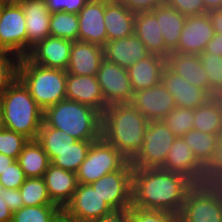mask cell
<instances>
[{
	"label": "cell",
	"instance_id": "5",
	"mask_svg": "<svg viewBox=\"0 0 222 222\" xmlns=\"http://www.w3.org/2000/svg\"><path fill=\"white\" fill-rule=\"evenodd\" d=\"M43 122L78 141H87L92 125L90 106L68 99L59 101L44 110Z\"/></svg>",
	"mask_w": 222,
	"mask_h": 222
},
{
	"label": "cell",
	"instance_id": "13",
	"mask_svg": "<svg viewBox=\"0 0 222 222\" xmlns=\"http://www.w3.org/2000/svg\"><path fill=\"white\" fill-rule=\"evenodd\" d=\"M214 29L208 13L186 18L178 47L173 52L200 55L213 38Z\"/></svg>",
	"mask_w": 222,
	"mask_h": 222
},
{
	"label": "cell",
	"instance_id": "10",
	"mask_svg": "<svg viewBox=\"0 0 222 222\" xmlns=\"http://www.w3.org/2000/svg\"><path fill=\"white\" fill-rule=\"evenodd\" d=\"M153 168L139 152H119L117 171L121 176L124 198L132 205L145 177Z\"/></svg>",
	"mask_w": 222,
	"mask_h": 222
},
{
	"label": "cell",
	"instance_id": "2",
	"mask_svg": "<svg viewBox=\"0 0 222 222\" xmlns=\"http://www.w3.org/2000/svg\"><path fill=\"white\" fill-rule=\"evenodd\" d=\"M17 77L43 111L66 99V70L44 67L32 63L27 57H20Z\"/></svg>",
	"mask_w": 222,
	"mask_h": 222
},
{
	"label": "cell",
	"instance_id": "56",
	"mask_svg": "<svg viewBox=\"0 0 222 222\" xmlns=\"http://www.w3.org/2000/svg\"><path fill=\"white\" fill-rule=\"evenodd\" d=\"M207 12L216 9H222V0H202Z\"/></svg>",
	"mask_w": 222,
	"mask_h": 222
},
{
	"label": "cell",
	"instance_id": "16",
	"mask_svg": "<svg viewBox=\"0 0 222 222\" xmlns=\"http://www.w3.org/2000/svg\"><path fill=\"white\" fill-rule=\"evenodd\" d=\"M161 83L174 97L176 107L195 109L198 106L205 105L213 98L202 88H198L178 76L167 65L163 68Z\"/></svg>",
	"mask_w": 222,
	"mask_h": 222
},
{
	"label": "cell",
	"instance_id": "1",
	"mask_svg": "<svg viewBox=\"0 0 222 222\" xmlns=\"http://www.w3.org/2000/svg\"><path fill=\"white\" fill-rule=\"evenodd\" d=\"M4 128L36 140L43 122V110L17 77L0 95Z\"/></svg>",
	"mask_w": 222,
	"mask_h": 222
},
{
	"label": "cell",
	"instance_id": "52",
	"mask_svg": "<svg viewBox=\"0 0 222 222\" xmlns=\"http://www.w3.org/2000/svg\"><path fill=\"white\" fill-rule=\"evenodd\" d=\"M203 53L222 56V34L214 33L213 38L206 44Z\"/></svg>",
	"mask_w": 222,
	"mask_h": 222
},
{
	"label": "cell",
	"instance_id": "6",
	"mask_svg": "<svg viewBox=\"0 0 222 222\" xmlns=\"http://www.w3.org/2000/svg\"><path fill=\"white\" fill-rule=\"evenodd\" d=\"M148 123L131 103L117 104L112 119V146L119 152H138Z\"/></svg>",
	"mask_w": 222,
	"mask_h": 222
},
{
	"label": "cell",
	"instance_id": "30",
	"mask_svg": "<svg viewBox=\"0 0 222 222\" xmlns=\"http://www.w3.org/2000/svg\"><path fill=\"white\" fill-rule=\"evenodd\" d=\"M113 210H127L132 205L124 198L118 171L107 173L90 184Z\"/></svg>",
	"mask_w": 222,
	"mask_h": 222
},
{
	"label": "cell",
	"instance_id": "11",
	"mask_svg": "<svg viewBox=\"0 0 222 222\" xmlns=\"http://www.w3.org/2000/svg\"><path fill=\"white\" fill-rule=\"evenodd\" d=\"M64 209L78 222H93L113 211L90 184H79Z\"/></svg>",
	"mask_w": 222,
	"mask_h": 222
},
{
	"label": "cell",
	"instance_id": "21",
	"mask_svg": "<svg viewBox=\"0 0 222 222\" xmlns=\"http://www.w3.org/2000/svg\"><path fill=\"white\" fill-rule=\"evenodd\" d=\"M103 50L106 60L125 69H129L133 64L150 55L135 33L126 38L107 41Z\"/></svg>",
	"mask_w": 222,
	"mask_h": 222
},
{
	"label": "cell",
	"instance_id": "26",
	"mask_svg": "<svg viewBox=\"0 0 222 222\" xmlns=\"http://www.w3.org/2000/svg\"><path fill=\"white\" fill-rule=\"evenodd\" d=\"M165 65L166 59L156 55H149L133 64L127 69L133 91L137 92L158 85Z\"/></svg>",
	"mask_w": 222,
	"mask_h": 222
},
{
	"label": "cell",
	"instance_id": "34",
	"mask_svg": "<svg viewBox=\"0 0 222 222\" xmlns=\"http://www.w3.org/2000/svg\"><path fill=\"white\" fill-rule=\"evenodd\" d=\"M217 136V134H207L192 129L182 136V138L199 162H209L216 149Z\"/></svg>",
	"mask_w": 222,
	"mask_h": 222
},
{
	"label": "cell",
	"instance_id": "53",
	"mask_svg": "<svg viewBox=\"0 0 222 222\" xmlns=\"http://www.w3.org/2000/svg\"><path fill=\"white\" fill-rule=\"evenodd\" d=\"M209 163L222 171V132H220L217 136L216 149Z\"/></svg>",
	"mask_w": 222,
	"mask_h": 222
},
{
	"label": "cell",
	"instance_id": "9",
	"mask_svg": "<svg viewBox=\"0 0 222 222\" xmlns=\"http://www.w3.org/2000/svg\"><path fill=\"white\" fill-rule=\"evenodd\" d=\"M176 138L162 120L149 121L138 152L152 168H161Z\"/></svg>",
	"mask_w": 222,
	"mask_h": 222
},
{
	"label": "cell",
	"instance_id": "46",
	"mask_svg": "<svg viewBox=\"0 0 222 222\" xmlns=\"http://www.w3.org/2000/svg\"><path fill=\"white\" fill-rule=\"evenodd\" d=\"M167 5L175 8L186 17L208 13L202 0H168Z\"/></svg>",
	"mask_w": 222,
	"mask_h": 222
},
{
	"label": "cell",
	"instance_id": "3",
	"mask_svg": "<svg viewBox=\"0 0 222 222\" xmlns=\"http://www.w3.org/2000/svg\"><path fill=\"white\" fill-rule=\"evenodd\" d=\"M185 199L179 192L175 173L153 168L145 177L136 201L132 204L140 209L161 210L179 214Z\"/></svg>",
	"mask_w": 222,
	"mask_h": 222
},
{
	"label": "cell",
	"instance_id": "27",
	"mask_svg": "<svg viewBox=\"0 0 222 222\" xmlns=\"http://www.w3.org/2000/svg\"><path fill=\"white\" fill-rule=\"evenodd\" d=\"M103 98L97 76L67 73L66 99L91 106Z\"/></svg>",
	"mask_w": 222,
	"mask_h": 222
},
{
	"label": "cell",
	"instance_id": "42",
	"mask_svg": "<svg viewBox=\"0 0 222 222\" xmlns=\"http://www.w3.org/2000/svg\"><path fill=\"white\" fill-rule=\"evenodd\" d=\"M29 139L12 130L2 128L0 130V153L17 160Z\"/></svg>",
	"mask_w": 222,
	"mask_h": 222
},
{
	"label": "cell",
	"instance_id": "45",
	"mask_svg": "<svg viewBox=\"0 0 222 222\" xmlns=\"http://www.w3.org/2000/svg\"><path fill=\"white\" fill-rule=\"evenodd\" d=\"M26 179L27 177L17 161H14L0 175V183L6 189H19Z\"/></svg>",
	"mask_w": 222,
	"mask_h": 222
},
{
	"label": "cell",
	"instance_id": "59",
	"mask_svg": "<svg viewBox=\"0 0 222 222\" xmlns=\"http://www.w3.org/2000/svg\"><path fill=\"white\" fill-rule=\"evenodd\" d=\"M4 3H20L22 0H2Z\"/></svg>",
	"mask_w": 222,
	"mask_h": 222
},
{
	"label": "cell",
	"instance_id": "31",
	"mask_svg": "<svg viewBox=\"0 0 222 222\" xmlns=\"http://www.w3.org/2000/svg\"><path fill=\"white\" fill-rule=\"evenodd\" d=\"M27 178L43 177L51 164L47 153L36 140H29L17 160Z\"/></svg>",
	"mask_w": 222,
	"mask_h": 222
},
{
	"label": "cell",
	"instance_id": "49",
	"mask_svg": "<svg viewBox=\"0 0 222 222\" xmlns=\"http://www.w3.org/2000/svg\"><path fill=\"white\" fill-rule=\"evenodd\" d=\"M6 205L13 213L24 206L22 195L19 189H7Z\"/></svg>",
	"mask_w": 222,
	"mask_h": 222
},
{
	"label": "cell",
	"instance_id": "15",
	"mask_svg": "<svg viewBox=\"0 0 222 222\" xmlns=\"http://www.w3.org/2000/svg\"><path fill=\"white\" fill-rule=\"evenodd\" d=\"M77 14L78 40L103 47L108 41L104 23L105 0H88Z\"/></svg>",
	"mask_w": 222,
	"mask_h": 222
},
{
	"label": "cell",
	"instance_id": "38",
	"mask_svg": "<svg viewBox=\"0 0 222 222\" xmlns=\"http://www.w3.org/2000/svg\"><path fill=\"white\" fill-rule=\"evenodd\" d=\"M89 148L87 141L77 140L68 149L58 152L51 164L76 173L81 163L85 160Z\"/></svg>",
	"mask_w": 222,
	"mask_h": 222
},
{
	"label": "cell",
	"instance_id": "32",
	"mask_svg": "<svg viewBox=\"0 0 222 222\" xmlns=\"http://www.w3.org/2000/svg\"><path fill=\"white\" fill-rule=\"evenodd\" d=\"M193 129L207 134L222 132V105L216 97L194 109Z\"/></svg>",
	"mask_w": 222,
	"mask_h": 222
},
{
	"label": "cell",
	"instance_id": "54",
	"mask_svg": "<svg viewBox=\"0 0 222 222\" xmlns=\"http://www.w3.org/2000/svg\"><path fill=\"white\" fill-rule=\"evenodd\" d=\"M214 33L222 34V9L211 10L208 12Z\"/></svg>",
	"mask_w": 222,
	"mask_h": 222
},
{
	"label": "cell",
	"instance_id": "20",
	"mask_svg": "<svg viewBox=\"0 0 222 222\" xmlns=\"http://www.w3.org/2000/svg\"><path fill=\"white\" fill-rule=\"evenodd\" d=\"M117 103L101 99L90 106L92 125L87 138L89 147L112 146V119Z\"/></svg>",
	"mask_w": 222,
	"mask_h": 222
},
{
	"label": "cell",
	"instance_id": "29",
	"mask_svg": "<svg viewBox=\"0 0 222 222\" xmlns=\"http://www.w3.org/2000/svg\"><path fill=\"white\" fill-rule=\"evenodd\" d=\"M178 216L179 222H222L220 207L205 198L185 199Z\"/></svg>",
	"mask_w": 222,
	"mask_h": 222
},
{
	"label": "cell",
	"instance_id": "7",
	"mask_svg": "<svg viewBox=\"0 0 222 222\" xmlns=\"http://www.w3.org/2000/svg\"><path fill=\"white\" fill-rule=\"evenodd\" d=\"M25 15L19 3H6L0 15V50L27 56Z\"/></svg>",
	"mask_w": 222,
	"mask_h": 222
},
{
	"label": "cell",
	"instance_id": "36",
	"mask_svg": "<svg viewBox=\"0 0 222 222\" xmlns=\"http://www.w3.org/2000/svg\"><path fill=\"white\" fill-rule=\"evenodd\" d=\"M50 36L77 41L79 34L78 14L64 11L51 13Z\"/></svg>",
	"mask_w": 222,
	"mask_h": 222
},
{
	"label": "cell",
	"instance_id": "48",
	"mask_svg": "<svg viewBox=\"0 0 222 222\" xmlns=\"http://www.w3.org/2000/svg\"><path fill=\"white\" fill-rule=\"evenodd\" d=\"M132 13L153 11L159 6L166 5L168 0H120Z\"/></svg>",
	"mask_w": 222,
	"mask_h": 222
},
{
	"label": "cell",
	"instance_id": "60",
	"mask_svg": "<svg viewBox=\"0 0 222 222\" xmlns=\"http://www.w3.org/2000/svg\"><path fill=\"white\" fill-rule=\"evenodd\" d=\"M216 98L220 101L221 105H222V92L219 93Z\"/></svg>",
	"mask_w": 222,
	"mask_h": 222
},
{
	"label": "cell",
	"instance_id": "39",
	"mask_svg": "<svg viewBox=\"0 0 222 222\" xmlns=\"http://www.w3.org/2000/svg\"><path fill=\"white\" fill-rule=\"evenodd\" d=\"M194 109L176 107L162 121L176 137L184 136L193 129Z\"/></svg>",
	"mask_w": 222,
	"mask_h": 222
},
{
	"label": "cell",
	"instance_id": "23",
	"mask_svg": "<svg viewBox=\"0 0 222 222\" xmlns=\"http://www.w3.org/2000/svg\"><path fill=\"white\" fill-rule=\"evenodd\" d=\"M166 65L185 81L211 95V86L208 84V77L199 55L171 52L167 56Z\"/></svg>",
	"mask_w": 222,
	"mask_h": 222
},
{
	"label": "cell",
	"instance_id": "57",
	"mask_svg": "<svg viewBox=\"0 0 222 222\" xmlns=\"http://www.w3.org/2000/svg\"><path fill=\"white\" fill-rule=\"evenodd\" d=\"M14 161V158L6 156L0 153V175L3 171H5Z\"/></svg>",
	"mask_w": 222,
	"mask_h": 222
},
{
	"label": "cell",
	"instance_id": "37",
	"mask_svg": "<svg viewBox=\"0 0 222 222\" xmlns=\"http://www.w3.org/2000/svg\"><path fill=\"white\" fill-rule=\"evenodd\" d=\"M19 190L24 206L56 205L51 201L42 177L27 178Z\"/></svg>",
	"mask_w": 222,
	"mask_h": 222
},
{
	"label": "cell",
	"instance_id": "19",
	"mask_svg": "<svg viewBox=\"0 0 222 222\" xmlns=\"http://www.w3.org/2000/svg\"><path fill=\"white\" fill-rule=\"evenodd\" d=\"M104 59L103 47L85 41H73L67 73L82 76H96Z\"/></svg>",
	"mask_w": 222,
	"mask_h": 222
},
{
	"label": "cell",
	"instance_id": "43",
	"mask_svg": "<svg viewBox=\"0 0 222 222\" xmlns=\"http://www.w3.org/2000/svg\"><path fill=\"white\" fill-rule=\"evenodd\" d=\"M18 61L15 54L0 50V95L17 78Z\"/></svg>",
	"mask_w": 222,
	"mask_h": 222
},
{
	"label": "cell",
	"instance_id": "8",
	"mask_svg": "<svg viewBox=\"0 0 222 222\" xmlns=\"http://www.w3.org/2000/svg\"><path fill=\"white\" fill-rule=\"evenodd\" d=\"M96 76L105 99L117 104L131 103L134 91L127 69L104 58Z\"/></svg>",
	"mask_w": 222,
	"mask_h": 222
},
{
	"label": "cell",
	"instance_id": "55",
	"mask_svg": "<svg viewBox=\"0 0 222 222\" xmlns=\"http://www.w3.org/2000/svg\"><path fill=\"white\" fill-rule=\"evenodd\" d=\"M50 222H78L64 208H61L50 220Z\"/></svg>",
	"mask_w": 222,
	"mask_h": 222
},
{
	"label": "cell",
	"instance_id": "28",
	"mask_svg": "<svg viewBox=\"0 0 222 222\" xmlns=\"http://www.w3.org/2000/svg\"><path fill=\"white\" fill-rule=\"evenodd\" d=\"M152 12L157 17L165 47L173 52L178 47L180 34L187 17L167 4L157 7Z\"/></svg>",
	"mask_w": 222,
	"mask_h": 222
},
{
	"label": "cell",
	"instance_id": "14",
	"mask_svg": "<svg viewBox=\"0 0 222 222\" xmlns=\"http://www.w3.org/2000/svg\"><path fill=\"white\" fill-rule=\"evenodd\" d=\"M131 104L149 121L162 120L176 108L174 97L161 82L151 88L134 92Z\"/></svg>",
	"mask_w": 222,
	"mask_h": 222
},
{
	"label": "cell",
	"instance_id": "18",
	"mask_svg": "<svg viewBox=\"0 0 222 222\" xmlns=\"http://www.w3.org/2000/svg\"><path fill=\"white\" fill-rule=\"evenodd\" d=\"M27 30V54L38 43L50 36V17L45 0H22Z\"/></svg>",
	"mask_w": 222,
	"mask_h": 222
},
{
	"label": "cell",
	"instance_id": "47",
	"mask_svg": "<svg viewBox=\"0 0 222 222\" xmlns=\"http://www.w3.org/2000/svg\"><path fill=\"white\" fill-rule=\"evenodd\" d=\"M50 13L64 11L77 14L88 0H45Z\"/></svg>",
	"mask_w": 222,
	"mask_h": 222
},
{
	"label": "cell",
	"instance_id": "44",
	"mask_svg": "<svg viewBox=\"0 0 222 222\" xmlns=\"http://www.w3.org/2000/svg\"><path fill=\"white\" fill-rule=\"evenodd\" d=\"M129 214L132 222H179L177 214L161 210H146L131 206Z\"/></svg>",
	"mask_w": 222,
	"mask_h": 222
},
{
	"label": "cell",
	"instance_id": "22",
	"mask_svg": "<svg viewBox=\"0 0 222 222\" xmlns=\"http://www.w3.org/2000/svg\"><path fill=\"white\" fill-rule=\"evenodd\" d=\"M42 178L51 201L64 208L71 201L77 188L76 173L50 164Z\"/></svg>",
	"mask_w": 222,
	"mask_h": 222
},
{
	"label": "cell",
	"instance_id": "4",
	"mask_svg": "<svg viewBox=\"0 0 222 222\" xmlns=\"http://www.w3.org/2000/svg\"><path fill=\"white\" fill-rule=\"evenodd\" d=\"M179 192L184 199L205 198L216 203L222 211V171L209 162H199L175 172Z\"/></svg>",
	"mask_w": 222,
	"mask_h": 222
},
{
	"label": "cell",
	"instance_id": "12",
	"mask_svg": "<svg viewBox=\"0 0 222 222\" xmlns=\"http://www.w3.org/2000/svg\"><path fill=\"white\" fill-rule=\"evenodd\" d=\"M119 151L114 146L90 147L85 160L76 172L79 184H91L117 170Z\"/></svg>",
	"mask_w": 222,
	"mask_h": 222
},
{
	"label": "cell",
	"instance_id": "17",
	"mask_svg": "<svg viewBox=\"0 0 222 222\" xmlns=\"http://www.w3.org/2000/svg\"><path fill=\"white\" fill-rule=\"evenodd\" d=\"M72 42L67 39L47 36L27 54L32 62L44 67L66 70L70 60Z\"/></svg>",
	"mask_w": 222,
	"mask_h": 222
},
{
	"label": "cell",
	"instance_id": "50",
	"mask_svg": "<svg viewBox=\"0 0 222 222\" xmlns=\"http://www.w3.org/2000/svg\"><path fill=\"white\" fill-rule=\"evenodd\" d=\"M93 222H132L129 209L113 210L111 213L104 215L102 218Z\"/></svg>",
	"mask_w": 222,
	"mask_h": 222
},
{
	"label": "cell",
	"instance_id": "58",
	"mask_svg": "<svg viewBox=\"0 0 222 222\" xmlns=\"http://www.w3.org/2000/svg\"><path fill=\"white\" fill-rule=\"evenodd\" d=\"M4 128V125H3V118H2V109H1V105H0V130Z\"/></svg>",
	"mask_w": 222,
	"mask_h": 222
},
{
	"label": "cell",
	"instance_id": "25",
	"mask_svg": "<svg viewBox=\"0 0 222 222\" xmlns=\"http://www.w3.org/2000/svg\"><path fill=\"white\" fill-rule=\"evenodd\" d=\"M134 33L146 46L150 55L167 59L171 53L165 47L157 17L152 11L135 14Z\"/></svg>",
	"mask_w": 222,
	"mask_h": 222
},
{
	"label": "cell",
	"instance_id": "33",
	"mask_svg": "<svg viewBox=\"0 0 222 222\" xmlns=\"http://www.w3.org/2000/svg\"><path fill=\"white\" fill-rule=\"evenodd\" d=\"M36 141L42 146L50 161H52L58 155V152L71 147L77 139L42 122Z\"/></svg>",
	"mask_w": 222,
	"mask_h": 222
},
{
	"label": "cell",
	"instance_id": "51",
	"mask_svg": "<svg viewBox=\"0 0 222 222\" xmlns=\"http://www.w3.org/2000/svg\"><path fill=\"white\" fill-rule=\"evenodd\" d=\"M7 189L0 183V222H11L13 212L7 207Z\"/></svg>",
	"mask_w": 222,
	"mask_h": 222
},
{
	"label": "cell",
	"instance_id": "24",
	"mask_svg": "<svg viewBox=\"0 0 222 222\" xmlns=\"http://www.w3.org/2000/svg\"><path fill=\"white\" fill-rule=\"evenodd\" d=\"M104 23L108 41L134 34L135 14L120 0H105Z\"/></svg>",
	"mask_w": 222,
	"mask_h": 222
},
{
	"label": "cell",
	"instance_id": "41",
	"mask_svg": "<svg viewBox=\"0 0 222 222\" xmlns=\"http://www.w3.org/2000/svg\"><path fill=\"white\" fill-rule=\"evenodd\" d=\"M60 209L57 205L23 206L13 213L11 222H50Z\"/></svg>",
	"mask_w": 222,
	"mask_h": 222
},
{
	"label": "cell",
	"instance_id": "40",
	"mask_svg": "<svg viewBox=\"0 0 222 222\" xmlns=\"http://www.w3.org/2000/svg\"><path fill=\"white\" fill-rule=\"evenodd\" d=\"M199 56L211 86V96L216 97L222 92V56L211 53H201Z\"/></svg>",
	"mask_w": 222,
	"mask_h": 222
},
{
	"label": "cell",
	"instance_id": "35",
	"mask_svg": "<svg viewBox=\"0 0 222 222\" xmlns=\"http://www.w3.org/2000/svg\"><path fill=\"white\" fill-rule=\"evenodd\" d=\"M198 163L199 161L186 145L184 139L182 137H177L174 140L161 169L175 173Z\"/></svg>",
	"mask_w": 222,
	"mask_h": 222
},
{
	"label": "cell",
	"instance_id": "61",
	"mask_svg": "<svg viewBox=\"0 0 222 222\" xmlns=\"http://www.w3.org/2000/svg\"><path fill=\"white\" fill-rule=\"evenodd\" d=\"M6 3H4L2 0H0V15H1V12H2V9H3V6L5 5Z\"/></svg>",
	"mask_w": 222,
	"mask_h": 222
}]
</instances>
